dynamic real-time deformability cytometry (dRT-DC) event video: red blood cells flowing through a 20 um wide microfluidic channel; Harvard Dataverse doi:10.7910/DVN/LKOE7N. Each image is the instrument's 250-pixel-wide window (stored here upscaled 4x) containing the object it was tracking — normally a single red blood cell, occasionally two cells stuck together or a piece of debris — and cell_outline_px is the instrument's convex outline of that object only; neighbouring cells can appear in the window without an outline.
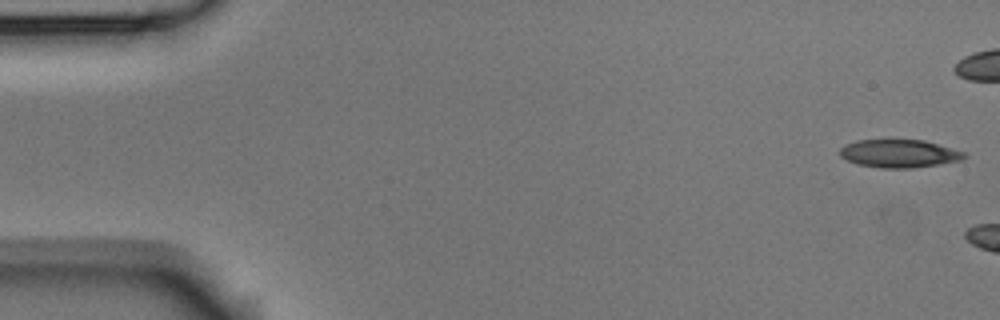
{"species": "Egyptian fruit bat (a non-hibernating species)", "species_latin": "Rousettus aegyptiacus", "temperature_condition": "room temperature", "stored_images_in_passage": 3, "camera_frame_rate_fps": 3000, "um_per_image_px": 0.085, "animal": {"sex": "male"}, "frame": {"image": 1, "passage_image": 1, "time_ms": 0.0, "image_size_px": [1000, 320], "cell_outline_px": [[968, 156], [960, 160], [912, 168], [880, 168], [856, 164], [840, 156], [840, 148], [856, 140], [924, 140], [968, 152]], "centroid_in_image_um": [76.46, 13.05], "position_along_channel_um": 8.5, "area_um2": 20.29}}